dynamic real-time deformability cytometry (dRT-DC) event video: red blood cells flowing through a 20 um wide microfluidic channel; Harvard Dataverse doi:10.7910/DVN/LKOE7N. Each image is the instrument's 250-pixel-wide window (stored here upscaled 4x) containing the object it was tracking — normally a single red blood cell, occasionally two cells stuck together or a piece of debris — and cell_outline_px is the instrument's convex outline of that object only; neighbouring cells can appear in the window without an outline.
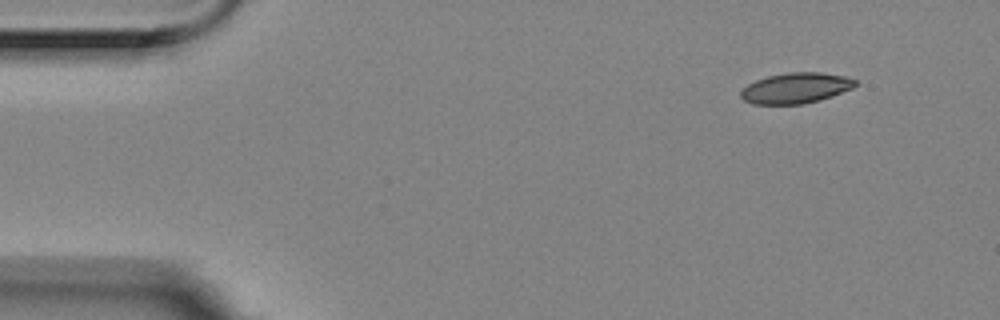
{"species": "Egyptian fruit bat (a non-hibernating species)", "species_latin": "Rousettus aegyptiacus", "temperature_condition": "room temperature", "stored_images_in_passage": 4, "camera_frame_rate_fps": 3000, "um_per_image_px": 0.085, "animal": {"sex": "female"}, "frame": {"image": 1, "passage_image": 1, "time_ms": 0.0, "image_size_px": [1000, 320], "cell_outline_px": [[856, 84], [852, 88], [832, 96], [820, 100], [804, 104], [752, 104], [744, 100], [740, 96], [740, 92], [748, 84], [756, 80], [768, 76], [788, 72], [820, 72], [844, 76], [856, 80]], "centroid_in_image_um": [67.63, 7.49], "position_along_channel_um": 17.4, "area_um2": 20.35}}
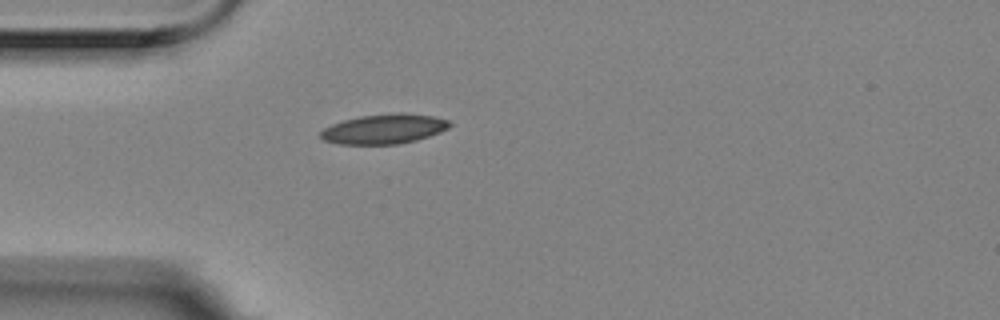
{"frame": {"image": 2, "passage_image": 4, "time_ms": 1.0, "image_size_px": [1000, 320], "cell_outline_px": [[452, 124], [448, 128], [440, 132], [416, 140], [396, 144], [340, 144], [324, 140], [320, 136], [320, 132], [324, 128], [332, 124], [344, 120], [360, 116], [400, 112], [404, 112], [436, 116], [448, 120]], "centroid_in_image_um": [32.67, 10.95], "position_along_channel_um": 52.3, "area_um2": 22.37}}